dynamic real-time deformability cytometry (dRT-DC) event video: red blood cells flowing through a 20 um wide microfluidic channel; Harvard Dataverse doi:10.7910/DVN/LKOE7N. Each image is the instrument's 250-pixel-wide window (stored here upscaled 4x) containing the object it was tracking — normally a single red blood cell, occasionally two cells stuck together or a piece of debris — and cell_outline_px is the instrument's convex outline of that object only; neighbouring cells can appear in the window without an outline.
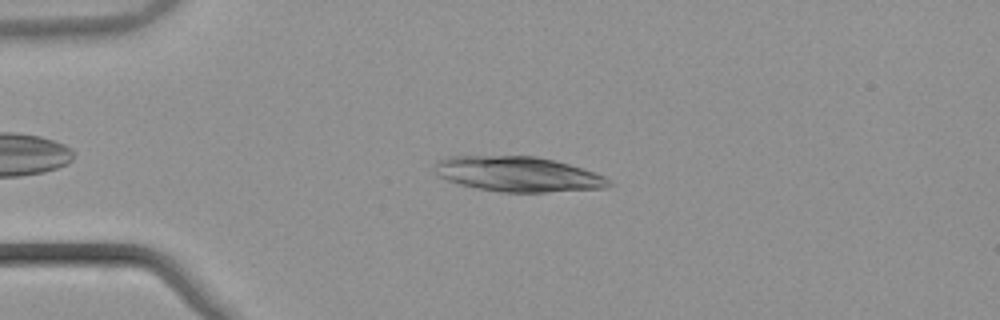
{"species": "common noctule bat (a hibernating species)", "species_latin": "Nyctalus noctula", "temperature_condition": "warm", "stored_images_in_passage": 49, "camera_frame_rate_fps": 3000, "um_per_image_px": 0.085, "animal": {"sex": "male", "body_mass_g": 21.5, "forearm_length_mm": 52.0}, "frame": {"image": 1, "passage_image": 9, "time_ms": 2.667, "image_size_px": [1000, 320], "cell_outline_px": [[612, 184], [608, 188], [544, 192], [500, 192], [476, 188], [460, 184], [436, 176], [432, 164], [448, 156], [536, 156], [568, 164], [604, 176], [612, 180]], "centroid_in_image_um": [44.0, 14.8], "position_along_channel_um": 41.0, "area_um2": 35.66}}